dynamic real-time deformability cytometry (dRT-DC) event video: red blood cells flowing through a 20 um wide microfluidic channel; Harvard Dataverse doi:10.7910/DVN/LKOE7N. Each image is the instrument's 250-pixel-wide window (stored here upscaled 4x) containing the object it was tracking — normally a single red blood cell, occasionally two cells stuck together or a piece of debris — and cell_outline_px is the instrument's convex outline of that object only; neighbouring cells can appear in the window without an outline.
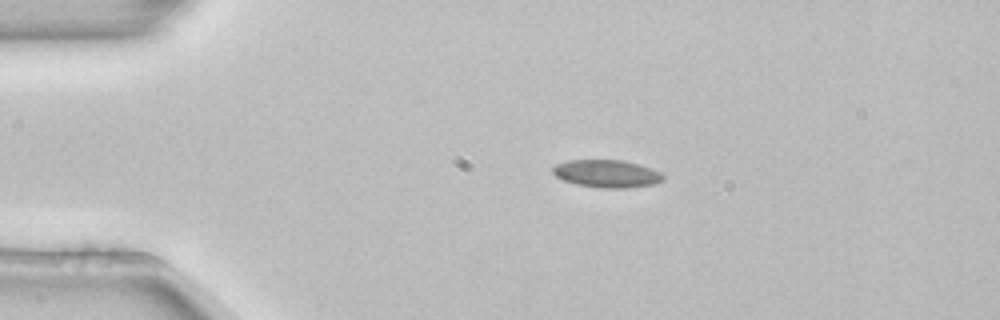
{"species": "common noctule bat (a hibernating species)", "species_latin": "Nyctalus noctula", "temperature_condition": "room temperature", "stored_images_in_passage": 2, "camera_frame_rate_fps": 3000, "um_per_image_px": 0.085, "animal": {"sex": "female", "body_mass_g": 22.7, "forearm_length_mm": 54.2}, "frame": {"image": 1, "passage_image": 2, "time_ms": 0.333, "image_size_px": [1000, 320], "cell_outline_px": [[664, 180], [652, 184], [628, 188], [600, 188], [576, 184], [564, 180], [556, 176], [552, 172], [552, 168], [556, 164], [568, 160], [624, 160], [652, 168], [660, 172], [664, 176]], "centroid_in_image_um": [51.58, 14.76], "position_along_channel_um": 33.4, "area_um2": 17.8}}